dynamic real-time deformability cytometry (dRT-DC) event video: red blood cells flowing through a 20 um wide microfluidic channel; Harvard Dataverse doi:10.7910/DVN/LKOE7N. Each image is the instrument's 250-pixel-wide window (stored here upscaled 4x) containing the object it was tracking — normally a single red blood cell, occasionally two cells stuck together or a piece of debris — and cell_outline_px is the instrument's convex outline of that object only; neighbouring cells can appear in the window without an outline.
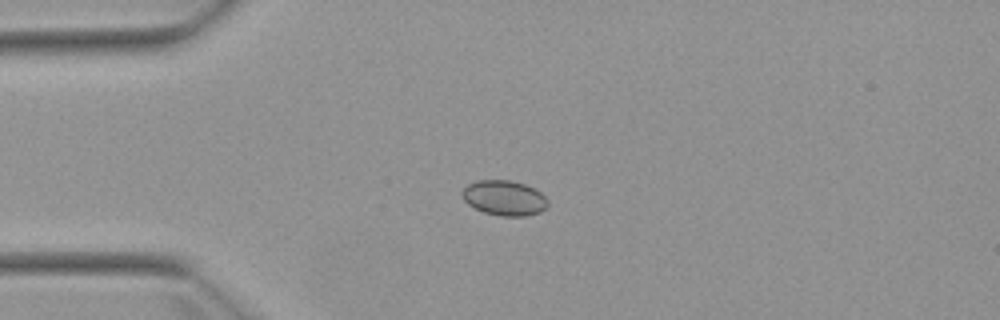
{"species": "Egyptian fruit bat (a non-hibernating species)", "species_latin": "Rousettus aegyptiacus", "temperature_condition": "warm", "stored_images_in_passage": 7, "camera_frame_rate_fps": 3000, "um_per_image_px": 0.085, "animal": {"sex": "female"}, "frame": {"image": 1, "passage_image": 2, "time_ms": 1.333, "image_size_px": [1000, 320], "cell_outline_px": [[548, 204], [540, 212], [528, 216], [500, 216], [484, 212], [468, 204], [464, 200], [460, 192], [468, 184], [476, 180], [508, 180], [524, 184], [540, 192], [548, 200]], "centroid_in_image_um": [42.84, 16.83], "position_along_channel_um": 42.2, "area_um2": 17.46}}
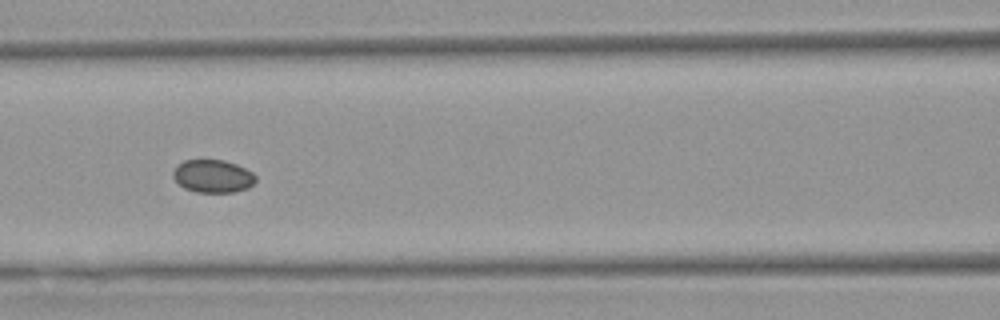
{"frame": {"image": 2, "passage_image": 5, "time_ms": 4.667, "image_size_px": [1000, 320], "cell_outline_px": [[256, 180], [248, 188], [232, 192], [196, 192], [184, 188], [172, 176], [172, 172], [176, 164], [184, 160], [224, 160], [236, 164], [252, 172], [256, 176]], "centroid_in_image_um": [18.07, 14.97], "position_along_channel_um": 148.5, "area_um2": 15.84}}
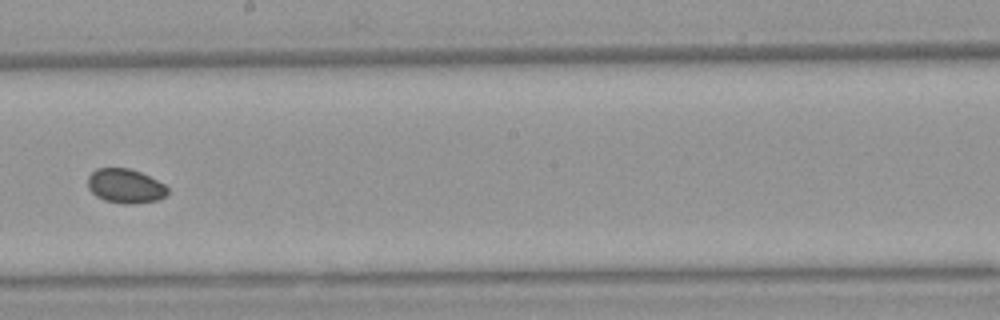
{"frame": {"image": 3, "passage_image": 7, "time_ms": 7.0, "image_size_px": [1000, 320], "cell_outline_px": [[168, 192], [164, 196], [156, 200], [128, 204], [124, 204], [104, 200], [96, 196], [88, 188], [88, 176], [96, 168], [128, 168], [140, 172], [164, 184], [168, 188]], "centroid_in_image_um": [10.62, 15.8], "position_along_channel_um": 237.6, "area_um2": 15.78}}